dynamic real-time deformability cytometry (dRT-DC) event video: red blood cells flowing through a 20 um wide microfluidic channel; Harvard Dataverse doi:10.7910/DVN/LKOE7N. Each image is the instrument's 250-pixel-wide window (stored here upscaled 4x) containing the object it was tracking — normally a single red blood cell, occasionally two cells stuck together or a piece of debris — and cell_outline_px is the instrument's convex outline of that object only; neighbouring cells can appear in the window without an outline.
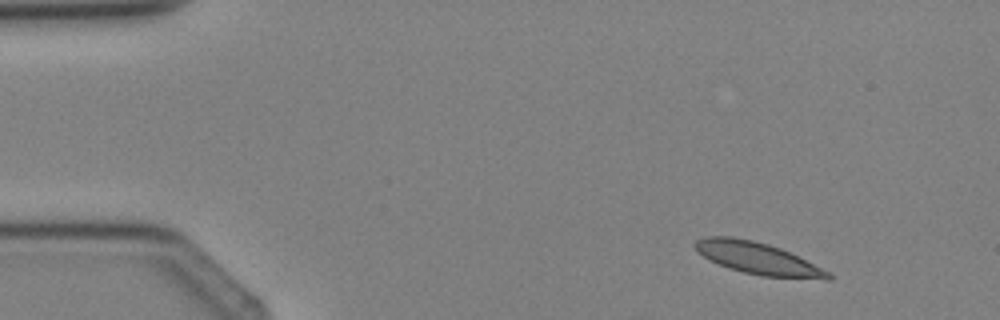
{"species": "Egyptian fruit bat (a non-hibernating species)", "species_latin": "Rousettus aegyptiacus", "temperature_condition": "cold", "stored_images_in_passage": 3, "camera_frame_rate_fps": 3000, "um_per_image_px": 0.085, "animal": {"sex": "female"}, "frame": {"image": 1, "passage_image": 1, "time_ms": 0.0, "image_size_px": [1000, 320], "cell_outline_px": [[832, 280], [828, 280], [760, 276], [728, 268], [708, 260], [692, 244], [696, 240], [704, 236], [732, 236], [752, 240], [768, 244], [780, 248], [828, 272], [832, 276]], "centroid_in_image_um": [64.36, 21.96], "position_along_channel_um": 20.6, "area_um2": 24.57}}